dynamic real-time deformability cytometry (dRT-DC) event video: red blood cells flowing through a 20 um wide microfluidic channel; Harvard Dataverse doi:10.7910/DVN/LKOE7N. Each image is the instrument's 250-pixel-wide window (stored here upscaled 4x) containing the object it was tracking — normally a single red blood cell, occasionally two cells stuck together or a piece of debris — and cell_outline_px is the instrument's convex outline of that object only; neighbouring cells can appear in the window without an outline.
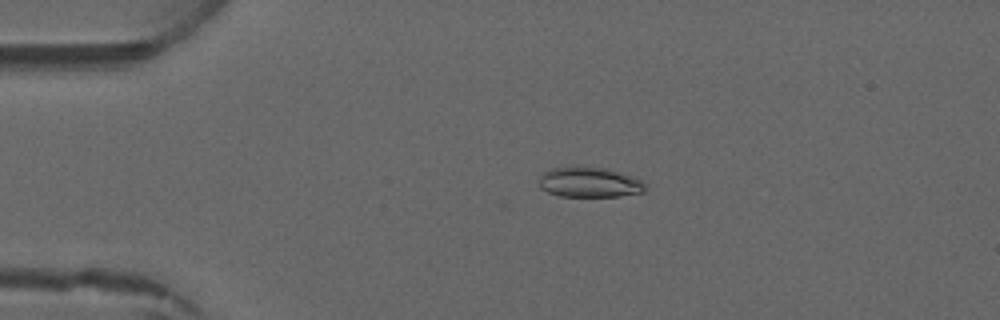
{"species": "common noctule bat (a hibernating species)", "species_latin": "Nyctalus noctula", "temperature_condition": "warm", "stored_images_in_passage": 3, "camera_frame_rate_fps": 3000, "um_per_image_px": 0.085, "animal": {"sex": "male", "forearm_length_mm": 52.5}, "frame": {"image": 1, "passage_image": 2, "time_ms": 1.0, "image_size_px": [1000, 320], "cell_outline_px": [[644, 192], [620, 196], [560, 196], [548, 192], [540, 188], [540, 176], [544, 172], [552, 168], [572, 164], [604, 168], [632, 176], [640, 180], [644, 184]], "centroid_in_image_um": [50.05, 15.46], "position_along_channel_um": 35.0, "area_um2": 18.84}}